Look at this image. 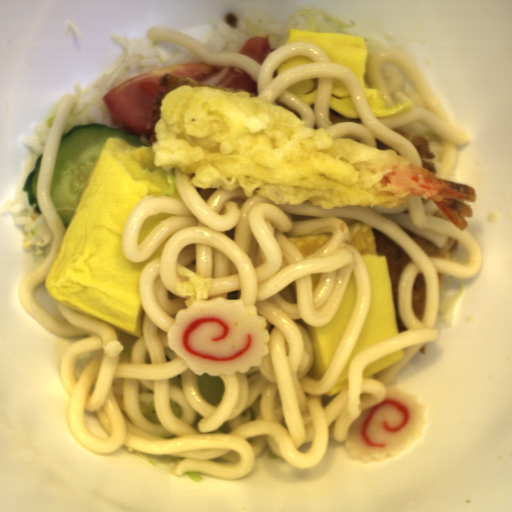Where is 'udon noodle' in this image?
Masks as SVG:
<instances>
[{
	"label": "udon noodle",
	"instance_id": "d5520da0",
	"mask_svg": "<svg viewBox=\"0 0 512 512\" xmlns=\"http://www.w3.org/2000/svg\"><path fill=\"white\" fill-rule=\"evenodd\" d=\"M73 93L58 103L42 152L36 200L51 232L45 260L22 278L19 302L49 332L89 335L75 340L60 361V380L70 397L68 426L76 442L105 455L126 445L153 455L185 457L172 473L199 472L217 479L248 476L267 446L298 469L318 465L325 457L329 427L335 442H345L349 428L366 409L382 404L386 386L426 342L437 341L441 293L440 273L473 278L483 262V249L467 228L433 216L432 200L409 199L406 206H337L323 209L308 200L275 204L243 188L201 189L195 174L175 167L180 198L144 196L123 229L122 254L132 262L149 258L162 244L161 258L143 268L139 293L142 337L129 354L116 327L67 307L57 300L62 321L34 297L56 260L66 227L52 199V181L62 134L75 104ZM172 214L141 244L145 221ZM362 221L397 242L412 258L399 277V310L409 328L363 350L351 362L349 388L323 408L321 395L339 378L366 322L371 280L358 250L347 244L348 226ZM436 244L455 239L452 260L427 257L403 229ZM328 233L321 250L302 259L289 235ZM357 299L352 318L321 380L307 376L313 340L307 325L328 324L337 312L351 273ZM426 283L421 319L411 308V288L418 274ZM248 305L267 318L270 352L248 373L221 376L225 384L216 407L201 396L197 375L167 346L175 313L194 300L226 298L240 290ZM405 359L369 377L370 360L398 349Z\"/></svg>",
	"mask_w": 512,
	"mask_h": 512
},
{
	"label": "udon noodle",
	"instance_id": "a0691cae",
	"mask_svg": "<svg viewBox=\"0 0 512 512\" xmlns=\"http://www.w3.org/2000/svg\"><path fill=\"white\" fill-rule=\"evenodd\" d=\"M146 38L154 43L182 46L204 64L212 67H236L244 70L256 83V97L277 105V101L298 113L302 124L312 129H325L333 139H353L373 148L378 142L394 150L399 157H408L423 168L415 145L393 129L416 122L439 136L442 163L435 177L450 180L458 162V146H467L471 138L467 131L452 123L445 107L431 88L417 64L401 50H379L371 53L365 72L369 87L382 92L385 108L403 102L413 109L377 118L364 95L361 83L353 71L342 64L332 63L329 55L314 43L296 42L280 46L269 53L262 65L256 60L233 51L212 52L198 39L176 29L153 26ZM305 55L312 63L288 70L277 77V67L291 55ZM318 77L314 104L307 106L288 89L298 82ZM344 82L361 118L348 120L330 106L333 80Z\"/></svg>",
	"mask_w": 512,
	"mask_h": 512
}]
</instances>
